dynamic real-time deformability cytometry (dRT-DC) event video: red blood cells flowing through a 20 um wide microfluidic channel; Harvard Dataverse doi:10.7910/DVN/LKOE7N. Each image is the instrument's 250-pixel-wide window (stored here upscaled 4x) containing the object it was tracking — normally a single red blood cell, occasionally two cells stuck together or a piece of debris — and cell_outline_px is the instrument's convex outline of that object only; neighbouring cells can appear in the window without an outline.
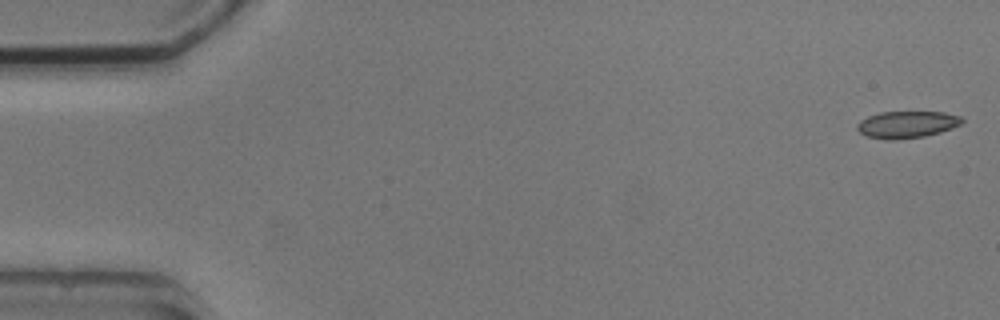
{"species": "common noctule bat (a hibernating species)", "species_latin": "Nyctalus noctula", "temperature_condition": "cold", "stored_images_in_passage": 5, "camera_frame_rate_fps": 3000, "um_per_image_px": 0.085, "animal": {"sex": "male", "body_mass_g": 20.5, "forearm_length_mm": 52.5}, "frame": {"image": 1, "passage_image": 1, "time_ms": 0.0, "image_size_px": [1000, 320], "cell_outline_px": [[964, 120], [960, 124], [952, 128], [940, 132], [924, 136], [896, 140], [888, 140], [868, 136], [860, 132], [856, 128], [856, 124], [860, 120], [868, 116], [880, 112], [944, 112], [960, 116]], "centroid_in_image_um": [77.07, 10.58], "position_along_channel_um": 7.9, "area_um2": 16.42}}
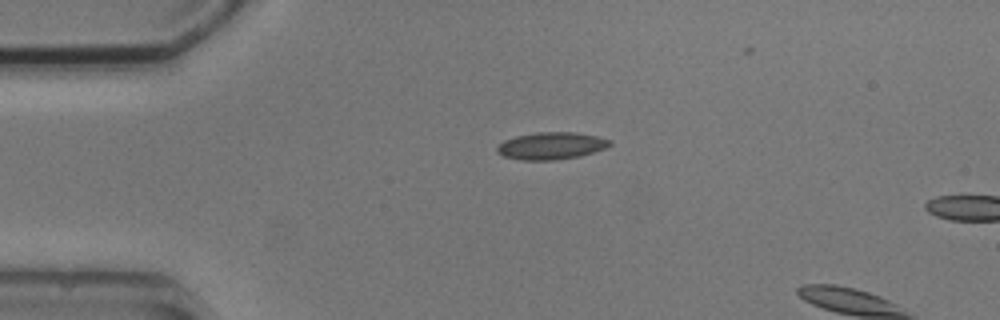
{"frame": {"image": 2, "passage_image": 4, "time_ms": 3.667, "image_size_px": [1000, 320], "cell_outline_px": [[612, 144], [604, 148], [580, 156], [556, 160], [524, 160], [504, 156], [496, 152], [496, 148], [504, 140], [516, 136], [536, 132], [576, 132], [596, 136], [612, 140]], "centroid_in_image_um": [46.85, 12.39], "position_along_channel_um": 38.1, "area_um2": 17.8}}